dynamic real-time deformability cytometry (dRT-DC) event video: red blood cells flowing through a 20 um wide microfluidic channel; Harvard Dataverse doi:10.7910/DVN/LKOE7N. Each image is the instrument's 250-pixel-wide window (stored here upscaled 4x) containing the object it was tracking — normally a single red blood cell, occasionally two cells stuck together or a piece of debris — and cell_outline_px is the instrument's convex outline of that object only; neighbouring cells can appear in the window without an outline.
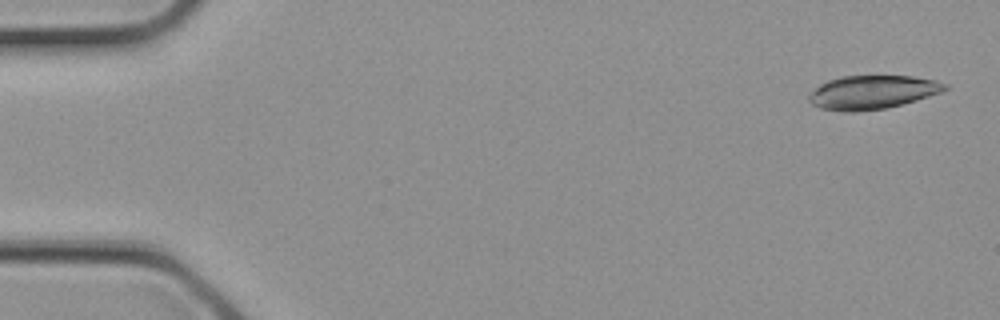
{"species": "common noctule bat (a hibernating species)", "species_latin": "Nyctalus noctula", "temperature_condition": "cold", "stored_images_in_passage": 4, "camera_frame_rate_fps": 3000, "um_per_image_px": 0.085, "animal": {"sex": "female", "body_mass_g": 21.9}, "frame": {"image": 1, "passage_image": 1, "time_ms": 0.0, "image_size_px": [1000, 320], "cell_outline_px": [[948, 88], [940, 92], [916, 100], [888, 108], [856, 112], [844, 112], [820, 108], [812, 104], [808, 100], [808, 96], [820, 84], [828, 80], [840, 76], [912, 76], [936, 80], [948, 84]], "centroid_in_image_um": [74.14, 7.84], "position_along_channel_um": 10.9, "area_um2": 26.7}}